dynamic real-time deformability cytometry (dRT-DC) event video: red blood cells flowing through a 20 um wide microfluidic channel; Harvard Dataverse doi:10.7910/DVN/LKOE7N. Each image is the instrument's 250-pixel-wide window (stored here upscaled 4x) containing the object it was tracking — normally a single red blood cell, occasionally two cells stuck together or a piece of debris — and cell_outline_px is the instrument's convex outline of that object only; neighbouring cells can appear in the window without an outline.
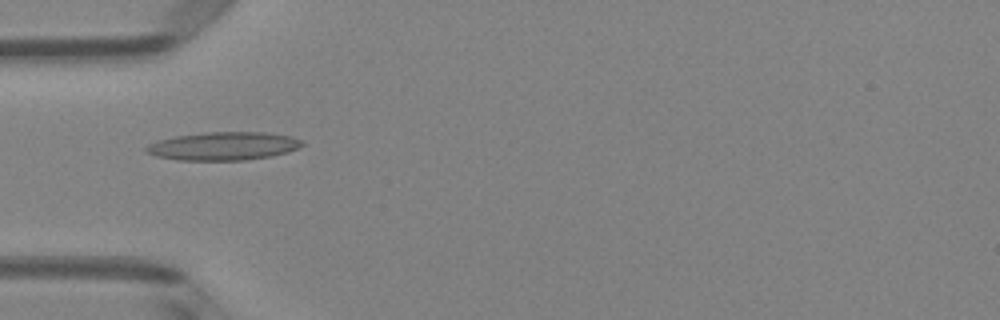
{"species": "Egyptian fruit bat (a non-hibernating species)", "species_latin": "Rousettus aegyptiacus", "temperature_condition": "room temperature", "stored_images_in_passage": 5, "camera_frame_rate_fps": 3000, "um_per_image_px": 0.085, "animal": {"sex": "female"}, "frame": {"image": 1, "passage_image": 4, "time_ms": 1.0, "image_size_px": [1000, 320], "cell_outline_px": [[304, 144], [288, 152], [272, 156], [244, 160], [176, 160], [156, 156], [144, 152], [144, 148], [148, 144], [160, 140], [176, 136], [204, 132], [264, 132], [292, 136], [304, 140]], "centroid_in_image_um": [18.99, 12.41], "position_along_channel_um": 66.0, "area_um2": 25.78}}
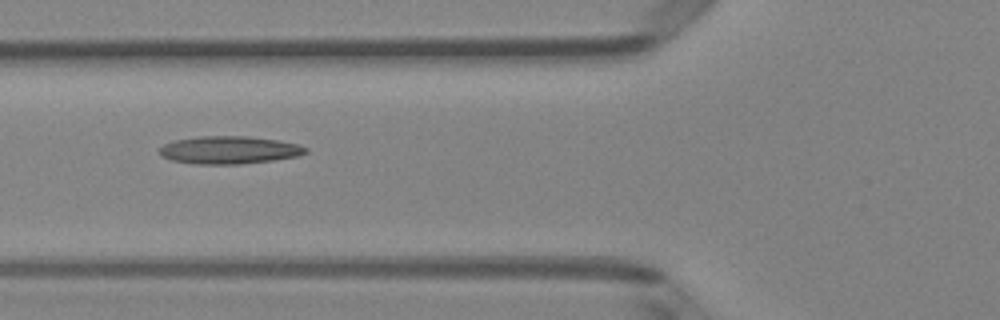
{"frame": {"image": 2, "passage_image": 5, "time_ms": 1.333, "image_size_px": [1000, 320], "cell_outline_px": [[308, 152], [300, 156], [272, 160], [240, 164], [196, 164], [172, 160], [160, 156], [160, 148], [164, 144], [176, 140], [200, 136], [248, 136], [276, 140], [300, 144], [308, 148]], "centroid_in_image_um": [19.52, 12.75], "position_along_channel_um": 106.3, "area_um2": 23.64}}